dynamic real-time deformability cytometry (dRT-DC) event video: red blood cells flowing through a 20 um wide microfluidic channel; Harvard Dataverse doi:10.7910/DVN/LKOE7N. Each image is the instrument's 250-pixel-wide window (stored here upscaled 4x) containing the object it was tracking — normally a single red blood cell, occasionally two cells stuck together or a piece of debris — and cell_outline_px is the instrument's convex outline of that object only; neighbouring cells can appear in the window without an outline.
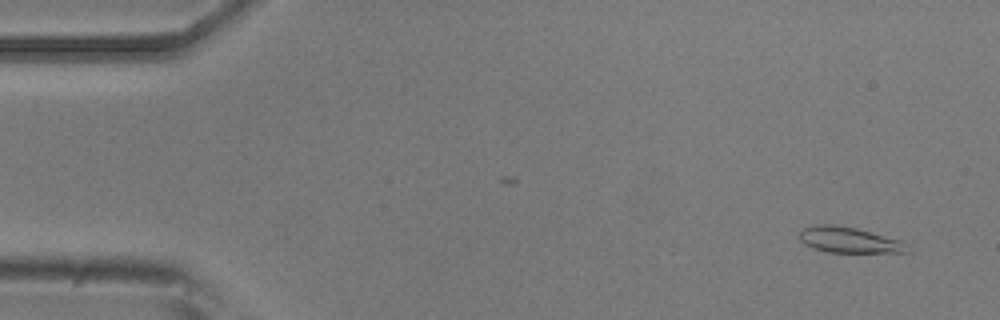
{"species": "common noctule bat (a hibernating species)", "species_latin": "Nyctalus noctula", "temperature_condition": "room temperature", "stored_images_in_passage": 51, "camera_frame_rate_fps": 3000, "um_per_image_px": 0.085, "animal": {"sex": "male", "body_mass_g": 20.5, "forearm_length_mm": 52.5}, "frame": {"image": 1, "passage_image": 3, "time_ms": 0.667, "image_size_px": [1000, 320], "cell_outline_px": [[908, 252], [828, 252], [804, 244], [800, 240], [800, 232], [804, 228], [812, 224], [832, 224], [856, 228], [900, 240]], "centroid_in_image_um": [72.09, 20.38], "position_along_channel_um": 12.9, "area_um2": 15.78}}
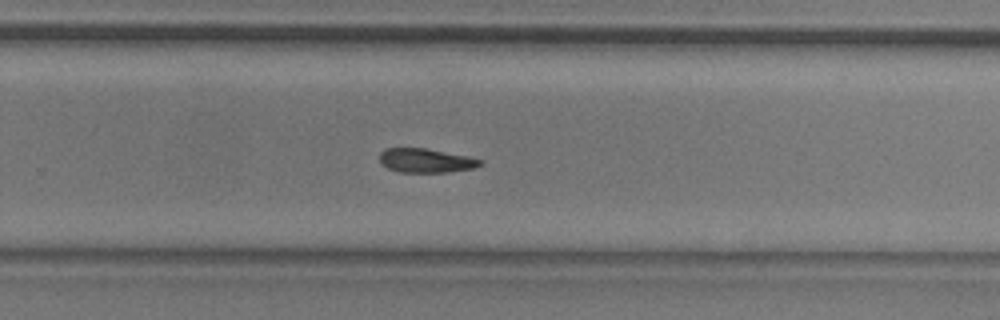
{"frame": {"image": 2, "passage_image": 33, "time_ms": 10.667, "image_size_px": [1000, 320], "cell_outline_px": [[484, 164], [472, 168], [448, 172], [400, 172], [388, 168], [380, 160], [380, 152], [384, 148], [424, 148], [468, 156], [484, 160]], "centroid_in_image_um": [36.23, 13.64], "position_along_channel_um": 293.6, "area_um2": 14.05}}
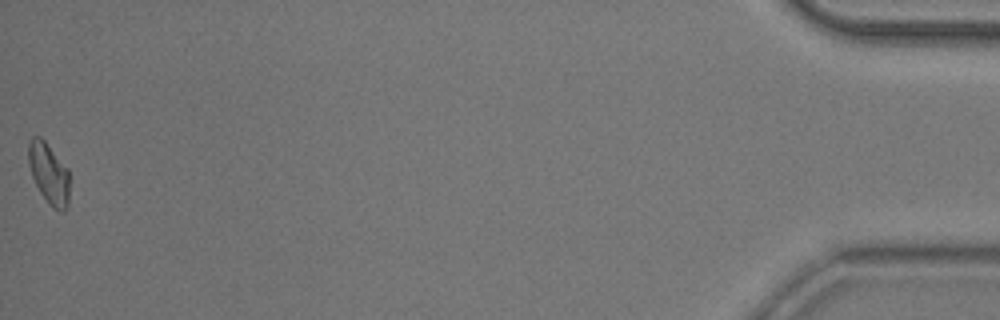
{"frame": {"image": 3, "passage_image": 51, "time_ms": 16.667, "image_size_px": [1000, 320], "cell_outline_px": [[68, 208], [64, 212], [60, 212], [52, 208], [40, 192], [32, 176], [28, 164], [28, 144], [32, 136], [40, 136], [44, 140], [68, 168]], "centroid_in_image_um": [4.15, 14.75], "position_along_channel_um": 431.1, "area_um2": 14.62}, "authors_computed_cell_mechanics": {"area_um2": 15.0858, "velocity_mm_per_s": 3.9356, "shape_relaxation_time_tau1_ms": 6.3464, "shape_relaxation_time_tau2_ms": null, "deformation_change_tau1": 0.1557, "deformation_change_tau2": null}}